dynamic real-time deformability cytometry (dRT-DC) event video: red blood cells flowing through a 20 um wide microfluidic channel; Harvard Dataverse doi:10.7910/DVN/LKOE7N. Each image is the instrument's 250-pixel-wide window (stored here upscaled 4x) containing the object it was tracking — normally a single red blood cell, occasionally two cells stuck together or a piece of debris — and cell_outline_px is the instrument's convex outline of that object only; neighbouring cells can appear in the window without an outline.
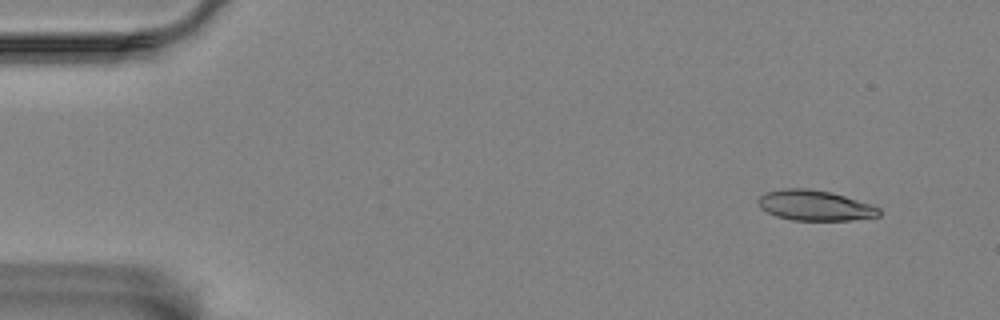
{"species": "Egyptian fruit bat (a non-hibernating species)", "species_latin": "Rousettus aegyptiacus", "temperature_condition": "room temperature", "stored_images_in_passage": 55, "camera_frame_rate_fps": 3000, "um_per_image_px": 0.085, "animal": {"sex": "female"}, "frame": {"image": 1, "passage_image": 2, "time_ms": 0.333, "image_size_px": [1000, 320], "cell_outline_px": [[880, 216], [848, 220], [792, 220], [776, 216], [760, 208], [756, 204], [756, 200], [764, 192], [784, 188], [808, 188], [832, 192], [880, 208]], "centroid_in_image_um": [69.19, 17.45], "position_along_channel_um": 15.8, "area_um2": 21.39}}
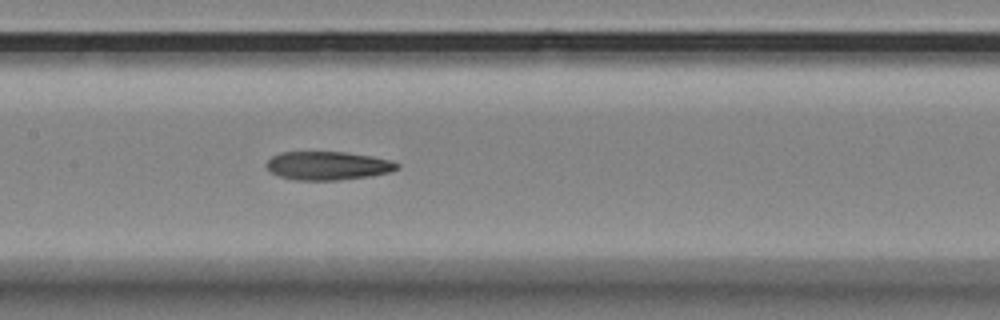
{"frame": {"image": 2, "passage_image": 25, "time_ms": 8.0, "image_size_px": [1000, 320], "cell_outline_px": [[400, 168], [388, 172], [372, 176], [336, 180], [296, 180], [280, 176], [272, 172], [264, 164], [272, 156], [280, 152], [344, 152], [372, 156], [392, 160], [400, 164]], "centroid_in_image_um": [27.89, 14.08], "position_along_channel_um": 179.5, "area_um2": 21.73}}
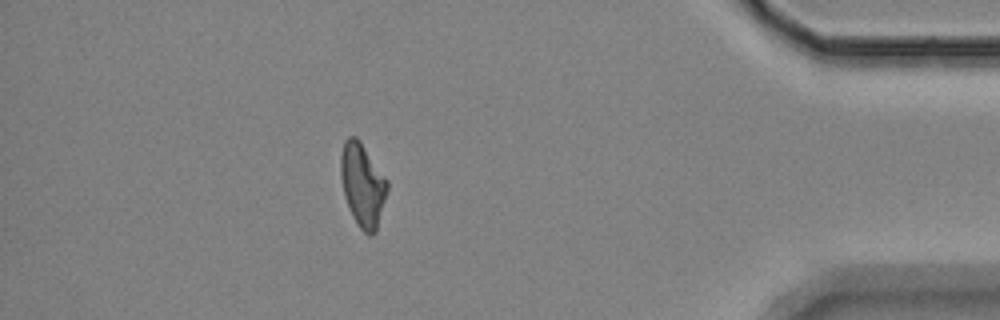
{"frame": {"image": 3, "passage_image": 48, "time_ms": 15.667, "image_size_px": [1000, 320], "cell_outline_px": [[388, 192], [376, 232], [372, 236], [368, 236], [360, 228], [352, 216], [344, 196], [340, 176], [340, 156], [344, 140], [348, 136], [356, 136], [360, 140], [388, 180]], "centroid_in_image_um": [30.82, 15.72], "position_along_channel_um": 404.4, "area_um2": 23.0}, "authors_computed_cell_mechanics": {"area_um2": 22.0796, "velocity_mm_per_s": 3.4813, "shape_relaxation_time_tau1_ms": null, "shape_relaxation_time_tau2_ms": 7.9107, "deformation_change_tau1": null, "deformation_change_tau2": 0.1869}}